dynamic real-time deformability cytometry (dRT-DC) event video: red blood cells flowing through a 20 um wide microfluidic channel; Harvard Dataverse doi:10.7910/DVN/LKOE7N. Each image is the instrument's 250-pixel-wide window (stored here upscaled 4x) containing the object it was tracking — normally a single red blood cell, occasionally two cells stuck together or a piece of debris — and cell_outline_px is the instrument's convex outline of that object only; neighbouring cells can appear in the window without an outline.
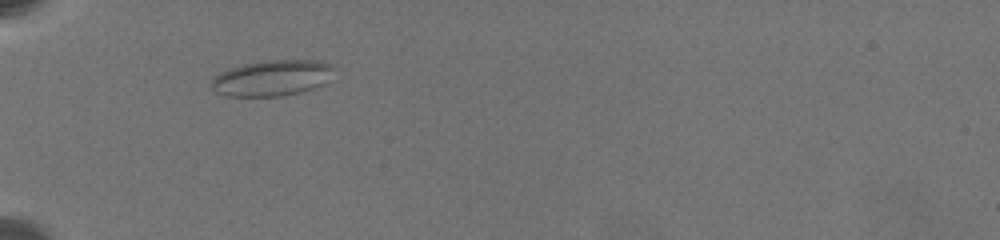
{"species": "common noctule bat (a hibernating species)", "species_latin": "Nyctalus noctula", "temperature_condition": "warm", "stored_images_in_passage": 24, "camera_frame_rate_fps": 3000, "um_per_image_px": 0.085, "animal": {"sex": "female", "body_mass_g": 19.5, "forearm_length_mm": 54.1}, "frame": {"image": 1, "passage_image": 1, "time_ms": 0.0, "image_size_px": [1000, 240], "cell_outline_px": [[332, 68], [324, 84], [300, 92], [280, 96], [224, 96], [216, 92], [208, 84], [220, 72], [228, 68], [244, 64], [264, 60], [316, 60], [332, 64]], "centroid_in_image_um": [23.05, 6.63], "position_along_channel_um": 62.0, "area_um2": 25.49}}